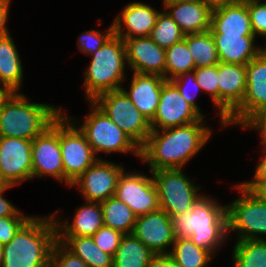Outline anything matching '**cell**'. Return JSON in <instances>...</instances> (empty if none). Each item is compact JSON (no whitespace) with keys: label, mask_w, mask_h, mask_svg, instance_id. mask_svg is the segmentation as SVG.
Masks as SVG:
<instances>
[{"label":"cell","mask_w":266,"mask_h":267,"mask_svg":"<svg viewBox=\"0 0 266 267\" xmlns=\"http://www.w3.org/2000/svg\"><path fill=\"white\" fill-rule=\"evenodd\" d=\"M205 121L203 117L187 125L151 130L146 143L140 148L142 163L148 164L150 172L183 169L211 138L213 131Z\"/></svg>","instance_id":"6da1fadb"},{"label":"cell","mask_w":266,"mask_h":267,"mask_svg":"<svg viewBox=\"0 0 266 267\" xmlns=\"http://www.w3.org/2000/svg\"><path fill=\"white\" fill-rule=\"evenodd\" d=\"M57 241L52 214L31 216L2 248L0 267H49Z\"/></svg>","instance_id":"7a4b0ae2"},{"label":"cell","mask_w":266,"mask_h":267,"mask_svg":"<svg viewBox=\"0 0 266 267\" xmlns=\"http://www.w3.org/2000/svg\"><path fill=\"white\" fill-rule=\"evenodd\" d=\"M211 197L203 194L190 211L171 219L175 236L189 237L197 246L215 255L229 236L226 204L223 206Z\"/></svg>","instance_id":"3957f363"},{"label":"cell","mask_w":266,"mask_h":267,"mask_svg":"<svg viewBox=\"0 0 266 267\" xmlns=\"http://www.w3.org/2000/svg\"><path fill=\"white\" fill-rule=\"evenodd\" d=\"M62 111L53 104L30 102L21 91L12 92L0 105V137L33 140Z\"/></svg>","instance_id":"277c9868"},{"label":"cell","mask_w":266,"mask_h":267,"mask_svg":"<svg viewBox=\"0 0 266 267\" xmlns=\"http://www.w3.org/2000/svg\"><path fill=\"white\" fill-rule=\"evenodd\" d=\"M90 56L92 59L83 76L85 97L88 102L103 93L121 89L127 78L125 44L115 34Z\"/></svg>","instance_id":"5b68a950"},{"label":"cell","mask_w":266,"mask_h":267,"mask_svg":"<svg viewBox=\"0 0 266 267\" xmlns=\"http://www.w3.org/2000/svg\"><path fill=\"white\" fill-rule=\"evenodd\" d=\"M89 107L92 111L86 114L82 124H78L80 119L67 116L84 133L95 155H99V152L106 154L132 152L140 159V147L92 101H89Z\"/></svg>","instance_id":"8992f818"},{"label":"cell","mask_w":266,"mask_h":267,"mask_svg":"<svg viewBox=\"0 0 266 267\" xmlns=\"http://www.w3.org/2000/svg\"><path fill=\"white\" fill-rule=\"evenodd\" d=\"M240 196L226 204L228 236L233 231L240 240H266V203L258 200L241 183L233 189Z\"/></svg>","instance_id":"52a82bcc"},{"label":"cell","mask_w":266,"mask_h":267,"mask_svg":"<svg viewBox=\"0 0 266 267\" xmlns=\"http://www.w3.org/2000/svg\"><path fill=\"white\" fill-rule=\"evenodd\" d=\"M150 173L158 191L159 207L170 217L190 211L203 196L199 191L201 186L196 185L183 169H159Z\"/></svg>","instance_id":"ba28073f"},{"label":"cell","mask_w":266,"mask_h":267,"mask_svg":"<svg viewBox=\"0 0 266 267\" xmlns=\"http://www.w3.org/2000/svg\"><path fill=\"white\" fill-rule=\"evenodd\" d=\"M92 102L140 148L146 143L151 133L150 121L122 89L103 93Z\"/></svg>","instance_id":"9c48e42d"},{"label":"cell","mask_w":266,"mask_h":267,"mask_svg":"<svg viewBox=\"0 0 266 267\" xmlns=\"http://www.w3.org/2000/svg\"><path fill=\"white\" fill-rule=\"evenodd\" d=\"M65 112L60 114V147L64 183L71 188V184L101 158L95 155L84 133Z\"/></svg>","instance_id":"30bf717a"},{"label":"cell","mask_w":266,"mask_h":267,"mask_svg":"<svg viewBox=\"0 0 266 267\" xmlns=\"http://www.w3.org/2000/svg\"><path fill=\"white\" fill-rule=\"evenodd\" d=\"M32 178L50 177L64 183L60 147V115L32 140Z\"/></svg>","instance_id":"8fae6325"},{"label":"cell","mask_w":266,"mask_h":267,"mask_svg":"<svg viewBox=\"0 0 266 267\" xmlns=\"http://www.w3.org/2000/svg\"><path fill=\"white\" fill-rule=\"evenodd\" d=\"M124 170L118 178L114 196L125 203L137 217L158 210V191L153 177Z\"/></svg>","instance_id":"7c38bea8"},{"label":"cell","mask_w":266,"mask_h":267,"mask_svg":"<svg viewBox=\"0 0 266 267\" xmlns=\"http://www.w3.org/2000/svg\"><path fill=\"white\" fill-rule=\"evenodd\" d=\"M266 106V54L259 53L246 65V92L241 105L226 119L227 126L242 127Z\"/></svg>","instance_id":"4fadbf2b"},{"label":"cell","mask_w":266,"mask_h":267,"mask_svg":"<svg viewBox=\"0 0 266 267\" xmlns=\"http://www.w3.org/2000/svg\"><path fill=\"white\" fill-rule=\"evenodd\" d=\"M122 165L98 159L72 184L77 187L85 201L101 203L114 196L117 181L125 170Z\"/></svg>","instance_id":"5bb4252c"},{"label":"cell","mask_w":266,"mask_h":267,"mask_svg":"<svg viewBox=\"0 0 266 267\" xmlns=\"http://www.w3.org/2000/svg\"><path fill=\"white\" fill-rule=\"evenodd\" d=\"M202 118L203 116L182 97L177 87L170 80H166L150 125L151 130H162L187 125Z\"/></svg>","instance_id":"9a60e30c"},{"label":"cell","mask_w":266,"mask_h":267,"mask_svg":"<svg viewBox=\"0 0 266 267\" xmlns=\"http://www.w3.org/2000/svg\"><path fill=\"white\" fill-rule=\"evenodd\" d=\"M32 140L0 137V176L11 186L32 179Z\"/></svg>","instance_id":"2e32d148"},{"label":"cell","mask_w":266,"mask_h":267,"mask_svg":"<svg viewBox=\"0 0 266 267\" xmlns=\"http://www.w3.org/2000/svg\"><path fill=\"white\" fill-rule=\"evenodd\" d=\"M132 234L155 254H169L176 237L171 217L160 208L137 217Z\"/></svg>","instance_id":"e0dca14e"},{"label":"cell","mask_w":266,"mask_h":267,"mask_svg":"<svg viewBox=\"0 0 266 267\" xmlns=\"http://www.w3.org/2000/svg\"><path fill=\"white\" fill-rule=\"evenodd\" d=\"M219 122L227 127L226 119L241 105L246 92V65L218 63Z\"/></svg>","instance_id":"ac0fdd59"},{"label":"cell","mask_w":266,"mask_h":267,"mask_svg":"<svg viewBox=\"0 0 266 267\" xmlns=\"http://www.w3.org/2000/svg\"><path fill=\"white\" fill-rule=\"evenodd\" d=\"M126 62L131 71L139 74L159 75L165 78V49L160 48L150 36L122 39Z\"/></svg>","instance_id":"d6986e66"},{"label":"cell","mask_w":266,"mask_h":267,"mask_svg":"<svg viewBox=\"0 0 266 267\" xmlns=\"http://www.w3.org/2000/svg\"><path fill=\"white\" fill-rule=\"evenodd\" d=\"M159 13L146 3L130 2L113 21L114 34L121 39L150 36Z\"/></svg>","instance_id":"ffe728a7"},{"label":"cell","mask_w":266,"mask_h":267,"mask_svg":"<svg viewBox=\"0 0 266 267\" xmlns=\"http://www.w3.org/2000/svg\"><path fill=\"white\" fill-rule=\"evenodd\" d=\"M210 32L212 35L254 36L247 0L213 7Z\"/></svg>","instance_id":"44dd1931"},{"label":"cell","mask_w":266,"mask_h":267,"mask_svg":"<svg viewBox=\"0 0 266 267\" xmlns=\"http://www.w3.org/2000/svg\"><path fill=\"white\" fill-rule=\"evenodd\" d=\"M163 8L185 35L210 30L212 7L204 0L180 1L166 4Z\"/></svg>","instance_id":"7402d4cb"},{"label":"cell","mask_w":266,"mask_h":267,"mask_svg":"<svg viewBox=\"0 0 266 267\" xmlns=\"http://www.w3.org/2000/svg\"><path fill=\"white\" fill-rule=\"evenodd\" d=\"M58 212H60V210H56V212L52 213L56 224L57 237L93 236L104 226L100 203L86 201V204L76 209L71 223L69 222L70 220H66V218L65 220H61ZM59 220H61V222Z\"/></svg>","instance_id":"603a6c76"},{"label":"cell","mask_w":266,"mask_h":267,"mask_svg":"<svg viewBox=\"0 0 266 267\" xmlns=\"http://www.w3.org/2000/svg\"><path fill=\"white\" fill-rule=\"evenodd\" d=\"M130 89L122 87L135 107L151 121L159 104L162 86L166 79L159 75L133 72Z\"/></svg>","instance_id":"cb8c5ba5"},{"label":"cell","mask_w":266,"mask_h":267,"mask_svg":"<svg viewBox=\"0 0 266 267\" xmlns=\"http://www.w3.org/2000/svg\"><path fill=\"white\" fill-rule=\"evenodd\" d=\"M219 62L247 65L260 53L255 36L213 35Z\"/></svg>","instance_id":"d4e9b609"},{"label":"cell","mask_w":266,"mask_h":267,"mask_svg":"<svg viewBox=\"0 0 266 267\" xmlns=\"http://www.w3.org/2000/svg\"><path fill=\"white\" fill-rule=\"evenodd\" d=\"M10 35L0 37V79L11 92H19L24 70L17 46Z\"/></svg>","instance_id":"484cf974"},{"label":"cell","mask_w":266,"mask_h":267,"mask_svg":"<svg viewBox=\"0 0 266 267\" xmlns=\"http://www.w3.org/2000/svg\"><path fill=\"white\" fill-rule=\"evenodd\" d=\"M57 240L81 258L88 267H113V256L102 251L92 236L57 237Z\"/></svg>","instance_id":"4316f807"},{"label":"cell","mask_w":266,"mask_h":267,"mask_svg":"<svg viewBox=\"0 0 266 267\" xmlns=\"http://www.w3.org/2000/svg\"><path fill=\"white\" fill-rule=\"evenodd\" d=\"M154 255L133 234H125L113 256V267H147Z\"/></svg>","instance_id":"83f0119b"},{"label":"cell","mask_w":266,"mask_h":267,"mask_svg":"<svg viewBox=\"0 0 266 267\" xmlns=\"http://www.w3.org/2000/svg\"><path fill=\"white\" fill-rule=\"evenodd\" d=\"M169 255L179 267H209L214 254L193 243L189 237L176 236Z\"/></svg>","instance_id":"f1b7e54d"},{"label":"cell","mask_w":266,"mask_h":267,"mask_svg":"<svg viewBox=\"0 0 266 267\" xmlns=\"http://www.w3.org/2000/svg\"><path fill=\"white\" fill-rule=\"evenodd\" d=\"M104 226L121 232L132 234L137 219L135 213L115 196L101 202Z\"/></svg>","instance_id":"f546056e"},{"label":"cell","mask_w":266,"mask_h":267,"mask_svg":"<svg viewBox=\"0 0 266 267\" xmlns=\"http://www.w3.org/2000/svg\"><path fill=\"white\" fill-rule=\"evenodd\" d=\"M184 40L194 61V69L215 66L219 63L216 44L210 30L203 33L186 34Z\"/></svg>","instance_id":"4dcf8cb0"},{"label":"cell","mask_w":266,"mask_h":267,"mask_svg":"<svg viewBox=\"0 0 266 267\" xmlns=\"http://www.w3.org/2000/svg\"><path fill=\"white\" fill-rule=\"evenodd\" d=\"M232 261L234 267H266V240L236 241Z\"/></svg>","instance_id":"1f68e13d"},{"label":"cell","mask_w":266,"mask_h":267,"mask_svg":"<svg viewBox=\"0 0 266 267\" xmlns=\"http://www.w3.org/2000/svg\"><path fill=\"white\" fill-rule=\"evenodd\" d=\"M165 55L166 80H171L182 73L194 70V61L184 39L181 42L165 49Z\"/></svg>","instance_id":"d6a6232c"},{"label":"cell","mask_w":266,"mask_h":267,"mask_svg":"<svg viewBox=\"0 0 266 267\" xmlns=\"http://www.w3.org/2000/svg\"><path fill=\"white\" fill-rule=\"evenodd\" d=\"M185 34L181 31L177 23L164 10L158 14L155 26L152 28L150 38L163 49L181 42Z\"/></svg>","instance_id":"836d02e7"},{"label":"cell","mask_w":266,"mask_h":267,"mask_svg":"<svg viewBox=\"0 0 266 267\" xmlns=\"http://www.w3.org/2000/svg\"><path fill=\"white\" fill-rule=\"evenodd\" d=\"M195 80L202 92L209 94L214 107L219 110L218 64L215 66L195 68Z\"/></svg>","instance_id":"e575fe53"},{"label":"cell","mask_w":266,"mask_h":267,"mask_svg":"<svg viewBox=\"0 0 266 267\" xmlns=\"http://www.w3.org/2000/svg\"><path fill=\"white\" fill-rule=\"evenodd\" d=\"M113 34H114L113 23L104 32H102L101 30H94V29L85 31L78 37L77 40L78 49L82 53L90 56L92 53L99 50Z\"/></svg>","instance_id":"d590c367"},{"label":"cell","mask_w":266,"mask_h":267,"mask_svg":"<svg viewBox=\"0 0 266 267\" xmlns=\"http://www.w3.org/2000/svg\"><path fill=\"white\" fill-rule=\"evenodd\" d=\"M179 90L182 97L192 105L203 117L204 114L200 111L196 103L198 92H202L200 85L195 80L194 71L182 73L170 80Z\"/></svg>","instance_id":"8d00e7d4"},{"label":"cell","mask_w":266,"mask_h":267,"mask_svg":"<svg viewBox=\"0 0 266 267\" xmlns=\"http://www.w3.org/2000/svg\"><path fill=\"white\" fill-rule=\"evenodd\" d=\"M49 267H88L85 262L69 251L61 242L58 240L55 242Z\"/></svg>","instance_id":"74e56055"},{"label":"cell","mask_w":266,"mask_h":267,"mask_svg":"<svg viewBox=\"0 0 266 267\" xmlns=\"http://www.w3.org/2000/svg\"><path fill=\"white\" fill-rule=\"evenodd\" d=\"M123 234L110 227L102 226L93 236L95 244L104 252L114 256Z\"/></svg>","instance_id":"f35d334b"},{"label":"cell","mask_w":266,"mask_h":267,"mask_svg":"<svg viewBox=\"0 0 266 267\" xmlns=\"http://www.w3.org/2000/svg\"><path fill=\"white\" fill-rule=\"evenodd\" d=\"M247 7L254 36L263 38L266 35V6L259 0H247Z\"/></svg>","instance_id":"ab89813d"},{"label":"cell","mask_w":266,"mask_h":267,"mask_svg":"<svg viewBox=\"0 0 266 267\" xmlns=\"http://www.w3.org/2000/svg\"><path fill=\"white\" fill-rule=\"evenodd\" d=\"M23 212L19 216H6L0 218V243H9L21 226L30 218Z\"/></svg>","instance_id":"60d3db41"},{"label":"cell","mask_w":266,"mask_h":267,"mask_svg":"<svg viewBox=\"0 0 266 267\" xmlns=\"http://www.w3.org/2000/svg\"><path fill=\"white\" fill-rule=\"evenodd\" d=\"M243 129H253L260 135L261 146H266V106L259 109L243 126Z\"/></svg>","instance_id":"b9f144b4"},{"label":"cell","mask_w":266,"mask_h":267,"mask_svg":"<svg viewBox=\"0 0 266 267\" xmlns=\"http://www.w3.org/2000/svg\"><path fill=\"white\" fill-rule=\"evenodd\" d=\"M241 184L258 200L266 203V180H250Z\"/></svg>","instance_id":"7bdbcfd3"},{"label":"cell","mask_w":266,"mask_h":267,"mask_svg":"<svg viewBox=\"0 0 266 267\" xmlns=\"http://www.w3.org/2000/svg\"><path fill=\"white\" fill-rule=\"evenodd\" d=\"M12 0H0V37L9 34L7 21Z\"/></svg>","instance_id":"ee69618b"},{"label":"cell","mask_w":266,"mask_h":267,"mask_svg":"<svg viewBox=\"0 0 266 267\" xmlns=\"http://www.w3.org/2000/svg\"><path fill=\"white\" fill-rule=\"evenodd\" d=\"M4 193H0V218L6 216H19L22 211L18 210L11 201L4 198Z\"/></svg>","instance_id":"f6af8a7d"},{"label":"cell","mask_w":266,"mask_h":267,"mask_svg":"<svg viewBox=\"0 0 266 267\" xmlns=\"http://www.w3.org/2000/svg\"><path fill=\"white\" fill-rule=\"evenodd\" d=\"M147 267H179L169 254H155Z\"/></svg>","instance_id":"bcb514c9"},{"label":"cell","mask_w":266,"mask_h":267,"mask_svg":"<svg viewBox=\"0 0 266 267\" xmlns=\"http://www.w3.org/2000/svg\"><path fill=\"white\" fill-rule=\"evenodd\" d=\"M262 150L263 155L258 160L252 180H266V146Z\"/></svg>","instance_id":"7dc6e473"},{"label":"cell","mask_w":266,"mask_h":267,"mask_svg":"<svg viewBox=\"0 0 266 267\" xmlns=\"http://www.w3.org/2000/svg\"><path fill=\"white\" fill-rule=\"evenodd\" d=\"M207 4H209L212 8L223 5V4H231V3H236L241 0H204Z\"/></svg>","instance_id":"c3c4849f"},{"label":"cell","mask_w":266,"mask_h":267,"mask_svg":"<svg viewBox=\"0 0 266 267\" xmlns=\"http://www.w3.org/2000/svg\"><path fill=\"white\" fill-rule=\"evenodd\" d=\"M14 186H11L7 181H5L1 176H0V193H4L6 190L9 188H12Z\"/></svg>","instance_id":"681fc988"},{"label":"cell","mask_w":266,"mask_h":267,"mask_svg":"<svg viewBox=\"0 0 266 267\" xmlns=\"http://www.w3.org/2000/svg\"><path fill=\"white\" fill-rule=\"evenodd\" d=\"M11 93L12 92L9 89H0V105L2 101L7 97V95Z\"/></svg>","instance_id":"f907efd6"},{"label":"cell","mask_w":266,"mask_h":267,"mask_svg":"<svg viewBox=\"0 0 266 267\" xmlns=\"http://www.w3.org/2000/svg\"><path fill=\"white\" fill-rule=\"evenodd\" d=\"M180 1H186V0H163V5L170 4V3H175V2H180Z\"/></svg>","instance_id":"816d5d0a"},{"label":"cell","mask_w":266,"mask_h":267,"mask_svg":"<svg viewBox=\"0 0 266 267\" xmlns=\"http://www.w3.org/2000/svg\"><path fill=\"white\" fill-rule=\"evenodd\" d=\"M265 37V39H266V35L264 36ZM266 45V44H265ZM260 53H262V54H266V46H264V47H261L260 46Z\"/></svg>","instance_id":"f5cc1de1"},{"label":"cell","mask_w":266,"mask_h":267,"mask_svg":"<svg viewBox=\"0 0 266 267\" xmlns=\"http://www.w3.org/2000/svg\"><path fill=\"white\" fill-rule=\"evenodd\" d=\"M0 89H8V88L2 83L1 79H0Z\"/></svg>","instance_id":"db71d44e"},{"label":"cell","mask_w":266,"mask_h":267,"mask_svg":"<svg viewBox=\"0 0 266 267\" xmlns=\"http://www.w3.org/2000/svg\"><path fill=\"white\" fill-rule=\"evenodd\" d=\"M2 248H3V245L0 243V262H1V259H2Z\"/></svg>","instance_id":"11a10c76"},{"label":"cell","mask_w":266,"mask_h":267,"mask_svg":"<svg viewBox=\"0 0 266 267\" xmlns=\"http://www.w3.org/2000/svg\"><path fill=\"white\" fill-rule=\"evenodd\" d=\"M264 6H266V0H263L264 2H262L261 0H259Z\"/></svg>","instance_id":"9f6ffc18"}]
</instances>
